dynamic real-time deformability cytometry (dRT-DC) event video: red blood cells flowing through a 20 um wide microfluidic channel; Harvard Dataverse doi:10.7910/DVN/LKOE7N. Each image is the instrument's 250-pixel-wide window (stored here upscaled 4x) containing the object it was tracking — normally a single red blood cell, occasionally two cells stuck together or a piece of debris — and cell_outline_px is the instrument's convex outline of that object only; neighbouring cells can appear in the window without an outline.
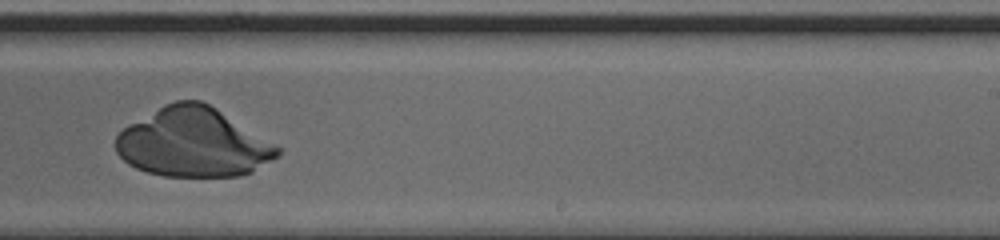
{"species": "human", "species_latin": "Homo sapiens", "temperature_condition": "cold", "stored_images_in_passage": 32, "camera_frame_rate_fps": 3000, "um_per_image_px": 0.085, "donor": {"sex": "male"}, "frame": {"image": 1, "passage_image": 21, "time_ms": 6.667, "image_size_px": [1000, 240], "cell_outline_px": [[280, 156], [252, 172], [240, 176], [164, 176], [148, 172], [136, 168], [128, 164], [116, 152], [116, 136], [128, 124], [164, 104], [176, 100], [200, 100], [216, 108], [280, 148]], "centroid_in_image_um": [16.4, 12.12], "position_along_channel_um": 272.6, "area_um2": 64.74}}